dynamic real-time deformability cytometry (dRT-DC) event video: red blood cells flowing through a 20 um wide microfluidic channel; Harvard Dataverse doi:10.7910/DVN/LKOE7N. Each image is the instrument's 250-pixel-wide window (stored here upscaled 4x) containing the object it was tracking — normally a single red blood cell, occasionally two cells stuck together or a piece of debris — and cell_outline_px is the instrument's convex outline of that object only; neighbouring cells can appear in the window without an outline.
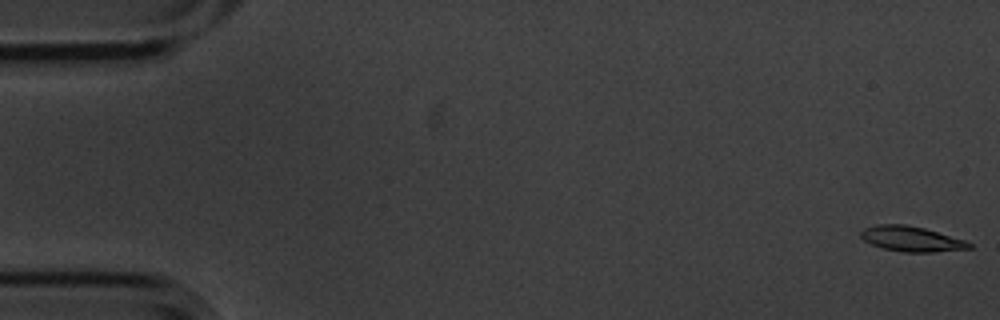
{"species": "common noctule bat (a hibernating species)", "species_latin": "Nyctalus noctula", "temperature_condition": "cold", "stored_images_in_passage": 8, "camera_frame_rate_fps": 3000, "um_per_image_px": 0.085, "animal": {"sex": "male", "body_mass_g": 20.1, "forearm_length_mm": 53.5}, "frame": {"image": 1, "passage_image": 1, "time_ms": 0.0, "image_size_px": [1000, 320], "cell_outline_px": [[972, 248], [932, 252], [900, 252], [884, 248], [872, 244], [864, 240], [860, 236], [860, 232], [864, 228], [876, 224], [904, 224], [924, 228], [964, 240], [972, 244]], "centroid_in_image_um": [77.44, 20.3], "position_along_channel_um": 7.6, "area_um2": 15.78}}
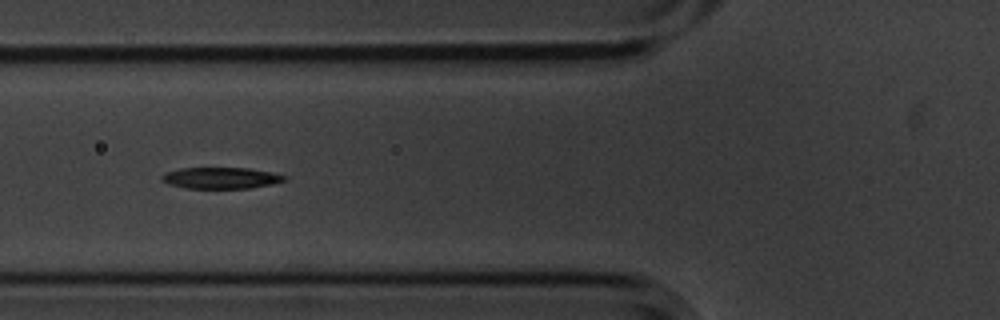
{"frame": {"image": 2, "passage_image": 6, "time_ms": 1.667, "image_size_px": [1000, 320], "cell_outline_px": [[288, 180], [272, 184], [248, 188], [184, 188], [168, 184], [160, 180], [160, 176], [164, 172], [180, 168], [248, 168], [272, 172], [288, 176]], "centroid_in_image_um": [18.76, 15.12], "position_along_channel_um": 107.0, "area_um2": 15.43}}
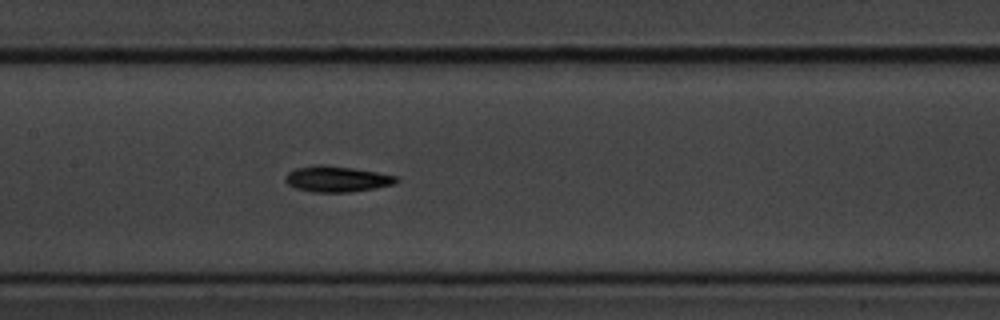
{"frame": {"image": 3, "passage_image": 8, "time_ms": 2.333, "image_size_px": [1000, 320], "cell_outline_px": [[400, 180], [396, 184], [376, 188], [352, 192], [312, 192], [296, 188], [288, 184], [284, 180], [284, 176], [288, 172], [296, 168], [312, 164], [324, 164], [352, 168], [400, 176]], "centroid_in_image_um": [28.65, 15.21], "position_along_channel_um": 178.7, "area_um2": 17.05}}